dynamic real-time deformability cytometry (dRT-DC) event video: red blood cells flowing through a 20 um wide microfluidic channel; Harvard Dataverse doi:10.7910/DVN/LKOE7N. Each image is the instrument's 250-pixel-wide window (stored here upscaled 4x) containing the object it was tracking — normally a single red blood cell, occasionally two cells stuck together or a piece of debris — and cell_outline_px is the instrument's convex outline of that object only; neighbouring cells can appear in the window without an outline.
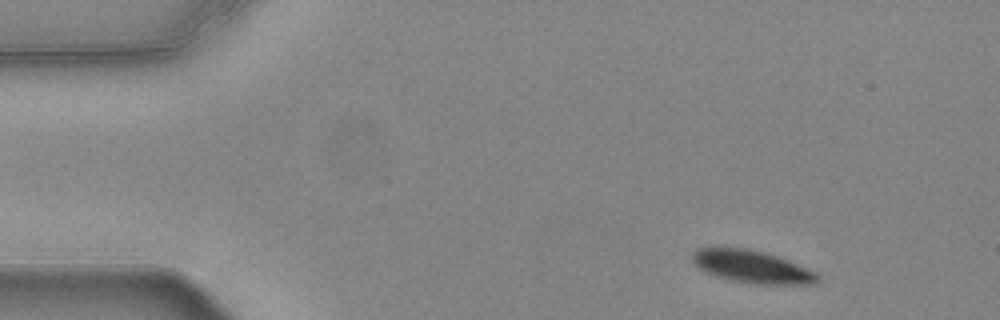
{"species": "common noctule bat (a hibernating species)", "species_latin": "Nyctalus noctula", "temperature_condition": "warm", "stored_images_in_passage": 11, "camera_frame_rate_fps": 3000, "um_per_image_px": 0.085, "animal": {"sex": "female", "body_mass_g": 24.6, "forearm_length_mm": 56.2}, "frame": {"image": 1, "passage_image": 4, "time_ms": 1.0, "image_size_px": [1000, 320], "cell_outline_px": [[820, 280], [816, 284], [756, 284], [732, 280], [716, 276], [700, 268], [692, 260], [692, 252], [696, 248], [748, 248], [764, 252], [788, 260], [816, 272], [820, 276]], "centroid_in_image_um": [63.95, 22.67], "position_along_channel_um": 21.0, "area_um2": 23.58}}